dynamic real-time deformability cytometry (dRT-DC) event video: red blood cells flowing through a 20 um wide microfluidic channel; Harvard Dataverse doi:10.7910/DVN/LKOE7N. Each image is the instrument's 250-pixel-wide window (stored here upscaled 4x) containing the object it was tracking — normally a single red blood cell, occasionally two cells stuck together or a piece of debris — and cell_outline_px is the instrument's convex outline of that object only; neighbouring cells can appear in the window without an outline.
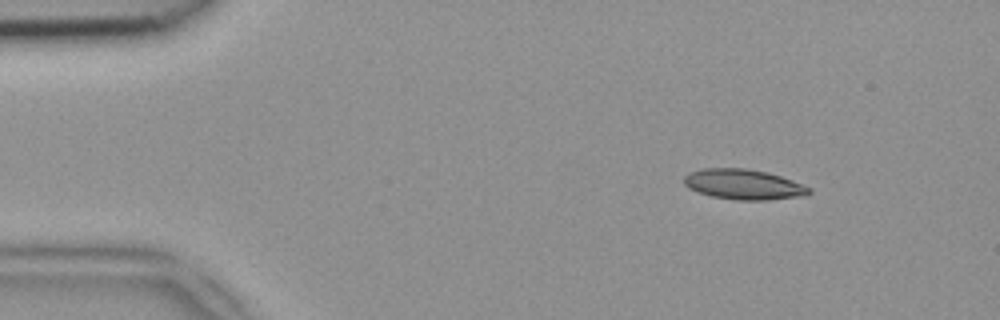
{"species": "common noctule bat (a hibernating species)", "species_latin": "Nyctalus noctula", "temperature_condition": "room temperature", "stored_images_in_passage": 9, "camera_frame_rate_fps": 3000, "um_per_image_px": 0.085, "animal": {"sex": "female", "body_mass_g": 18.4}, "frame": {"image": 1, "passage_image": 1, "time_ms": 0.0, "image_size_px": [1000, 320], "cell_outline_px": [[812, 192], [808, 196], [768, 200], [736, 200], [712, 196], [688, 188], [684, 184], [684, 176], [692, 172], [704, 168], [744, 168], [768, 172], [792, 180], [812, 188]], "centroid_in_image_um": [63.27, 15.68], "position_along_channel_um": 21.7, "area_um2": 22.14}}
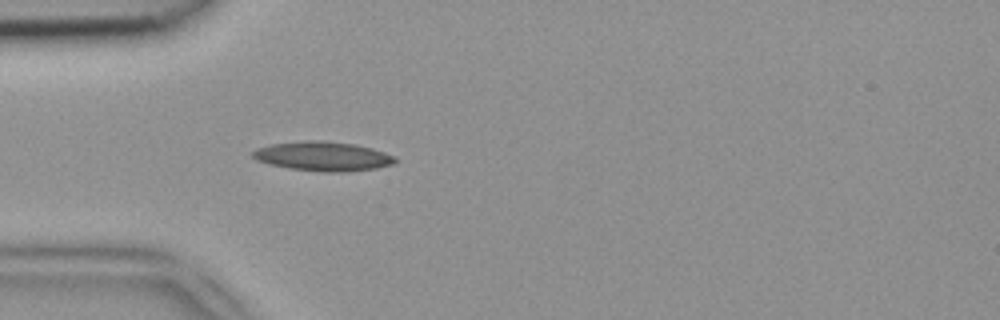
{"frame": {"image": 2, "passage_image": 9, "time_ms": 2.667, "image_size_px": [1000, 320], "cell_outline_px": [[396, 160], [392, 164], [376, 168], [344, 172], [324, 172], [288, 168], [256, 160], [252, 156], [252, 152], [256, 148], [272, 144], [304, 140], [320, 140], [356, 144], [372, 148], [396, 156]], "centroid_in_image_um": [27.45, 13.27], "position_along_channel_um": 57.5, "area_um2": 24.33}}